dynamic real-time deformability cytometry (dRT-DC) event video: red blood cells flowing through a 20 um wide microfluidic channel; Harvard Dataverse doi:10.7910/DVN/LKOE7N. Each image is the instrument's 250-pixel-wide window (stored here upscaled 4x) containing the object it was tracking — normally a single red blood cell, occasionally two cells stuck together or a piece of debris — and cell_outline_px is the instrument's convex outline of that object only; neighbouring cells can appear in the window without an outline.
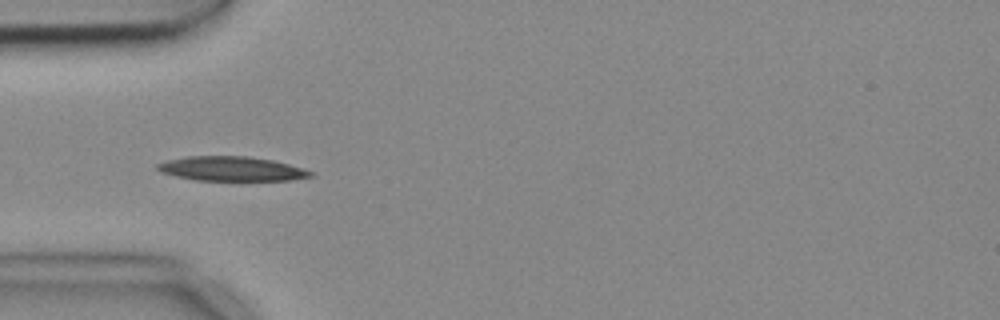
{"species": "common noctule bat (a hibernating species)", "species_latin": "Nyctalus noctula", "temperature_condition": "cold", "stored_images_in_passage": 5, "camera_frame_rate_fps": 3000, "um_per_image_px": 0.085, "animal": {"sex": "female", "body_mass_g": 18.4}, "frame": {"image": 1, "passage_image": 5, "time_ms": 1.333, "image_size_px": [1000, 320], "cell_outline_px": [[312, 176], [288, 180], [240, 184], [196, 180], [176, 176], [160, 172], [156, 168], [156, 164], [168, 160], [188, 156], [248, 156], [272, 160], [288, 164], [312, 172]], "centroid_in_image_um": [19.67, 14.4], "position_along_channel_um": 65.3, "area_um2": 22.83}}